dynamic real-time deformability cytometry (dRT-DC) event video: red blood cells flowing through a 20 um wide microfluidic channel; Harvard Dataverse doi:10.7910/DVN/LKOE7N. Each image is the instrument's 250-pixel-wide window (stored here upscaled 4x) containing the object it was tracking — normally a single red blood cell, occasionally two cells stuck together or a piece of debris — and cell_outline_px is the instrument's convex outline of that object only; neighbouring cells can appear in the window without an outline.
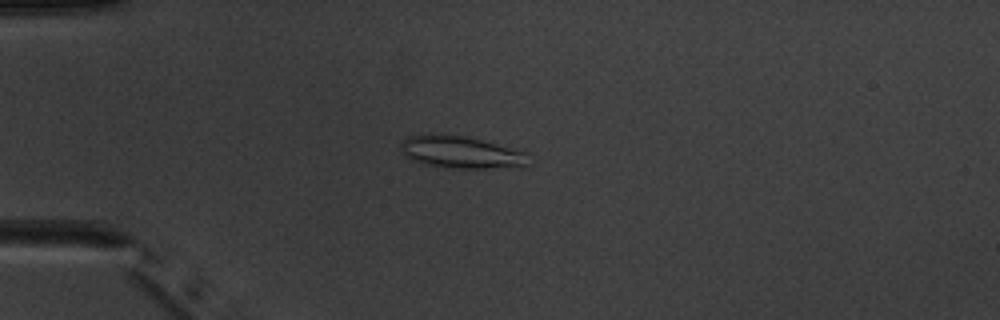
{"species": "common noctule bat (a hibernating species)", "species_latin": "Nyctalus noctula", "temperature_condition": "warm", "stored_images_in_passage": 7, "camera_frame_rate_fps": 3000, "um_per_image_px": 0.085, "animal": {"sex": "male", "body_mass_g": 20.1, "forearm_length_mm": 53.5}, "frame": {"image": 1, "passage_image": 5, "time_ms": 4.667, "image_size_px": [1000, 320], "cell_outline_px": [[528, 164], [484, 168], [460, 168], [424, 164], [408, 156], [400, 148], [400, 144], [408, 136], [432, 132], [464, 136], [528, 152]], "centroid_in_image_um": [39.14, 12.9], "position_along_channel_um": 45.9, "area_um2": 23.47}}
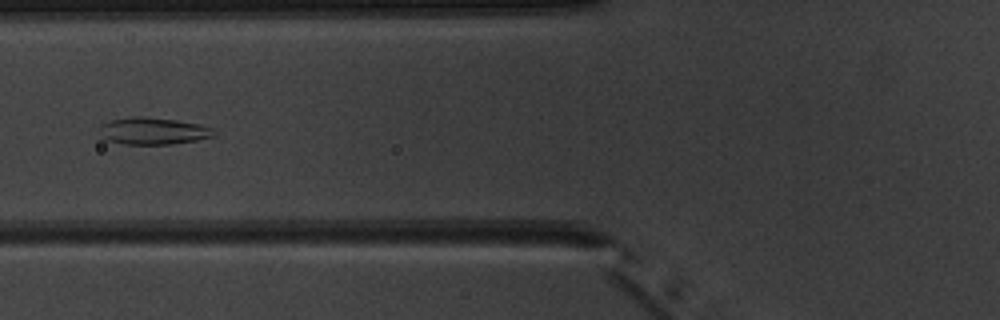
{"frame": {"image": 2, "passage_image": 7, "time_ms": 7.0, "image_size_px": [1000, 320], "cell_outline_px": [[216, 136], [196, 140], [172, 144], [124, 144], [104, 140], [96, 132], [100, 124], [108, 120], [132, 116], [144, 116], [176, 120], [200, 124], [212, 128]], "centroid_in_image_um": [12.92, 11.13], "position_along_channel_um": 112.9, "area_um2": 18.44}}